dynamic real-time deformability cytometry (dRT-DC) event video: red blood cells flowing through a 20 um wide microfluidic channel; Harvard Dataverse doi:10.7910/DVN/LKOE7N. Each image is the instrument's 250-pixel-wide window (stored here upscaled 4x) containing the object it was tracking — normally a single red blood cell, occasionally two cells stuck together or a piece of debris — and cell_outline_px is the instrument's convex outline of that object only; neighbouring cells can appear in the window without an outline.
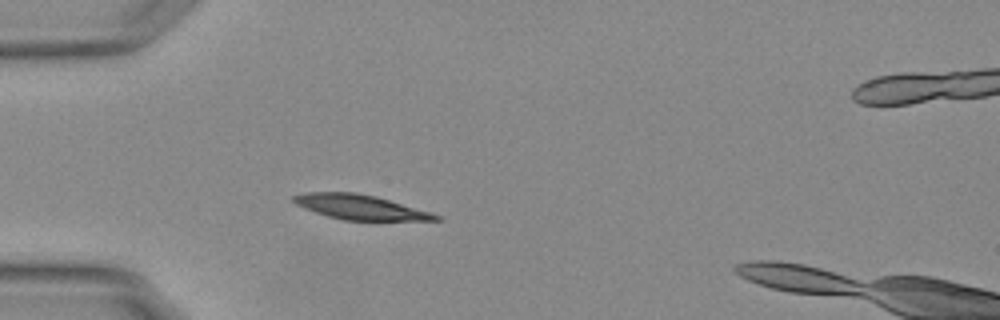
{"species": "Egyptian fruit bat (a non-hibernating species)", "species_latin": "Rousettus aegyptiacus", "temperature_condition": "warm", "stored_images_in_passage": 38, "camera_frame_rate_fps": 3000, "um_per_image_px": 0.085, "animal": {"sex": "female"}, "frame": {"image": 1, "passage_image": 6, "time_ms": 1.667, "image_size_px": [1000, 320], "cell_outline_px": [[444, 220], [344, 220], [328, 216], [304, 208], [296, 204], [292, 200], [292, 196], [308, 192], [356, 192], [376, 196], [432, 212], [440, 216]], "centroid_in_image_um": [30.64, 17.6], "position_along_channel_um": 54.4, "area_um2": 20.4}}
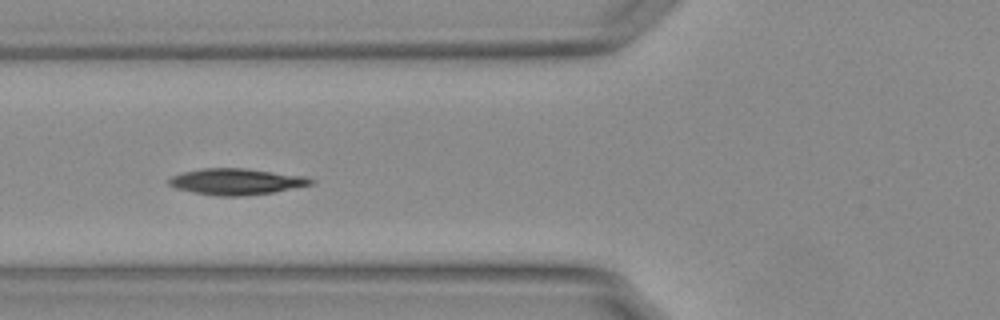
{"frame": {"image": 2, "passage_image": 11, "time_ms": 3.333, "image_size_px": [1000, 320], "cell_outline_px": [[316, 180], [312, 184], [272, 192], [240, 196], [216, 196], [176, 188], [168, 184], [168, 180], [172, 176], [180, 172], [204, 168], [244, 168], [304, 176]], "centroid_in_image_um": [20.06, 15.43], "position_along_channel_um": 105.7, "area_um2": 21.44}, "authors_computed_cell_mechanics": {"area_um2": 20.9525, "velocity_mm_per_s": 3.7413, "shape_relaxation_time_tau1_ms": 6.1093, "shape_relaxation_time_tau2_ms": null, "deformation_change_tau1": 0.1547, "deformation_change_tau2": null}}